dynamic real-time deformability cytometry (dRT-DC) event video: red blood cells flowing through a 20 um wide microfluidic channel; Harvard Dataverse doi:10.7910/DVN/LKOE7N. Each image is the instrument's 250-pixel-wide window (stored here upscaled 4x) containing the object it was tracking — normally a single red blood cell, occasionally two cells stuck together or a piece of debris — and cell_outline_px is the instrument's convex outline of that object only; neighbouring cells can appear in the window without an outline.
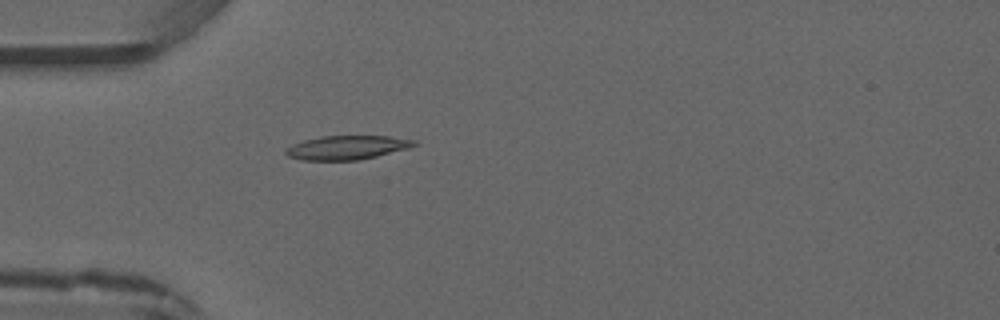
{"species": "common noctule bat (a hibernating species)", "species_latin": "Nyctalus noctula", "temperature_condition": "warm", "stored_images_in_passage": 2, "camera_frame_rate_fps": 3000, "um_per_image_px": 0.085, "animal": {"sex": "male", "forearm_length_mm": 52.5}, "frame": {"image": 1, "passage_image": 2, "time_ms": 1.0, "image_size_px": [1000, 320], "cell_outline_px": [[420, 144], [408, 148], [360, 160], [300, 160], [288, 156], [284, 152], [284, 148], [292, 144], [304, 140], [320, 136], [388, 136], [416, 140]], "centroid_in_image_um": [29.47, 12.54], "position_along_channel_um": 55.5, "area_um2": 18.03}}